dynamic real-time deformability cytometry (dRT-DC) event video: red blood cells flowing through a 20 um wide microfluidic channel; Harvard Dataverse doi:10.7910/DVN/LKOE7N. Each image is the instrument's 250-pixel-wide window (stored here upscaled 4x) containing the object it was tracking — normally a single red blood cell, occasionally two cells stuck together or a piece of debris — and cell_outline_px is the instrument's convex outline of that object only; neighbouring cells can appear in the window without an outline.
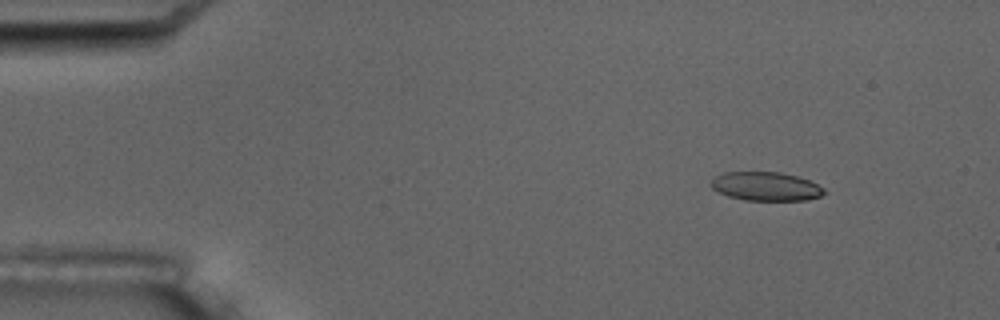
{"species": "common noctule bat (a hibernating species)", "species_latin": "Nyctalus noctula", "temperature_condition": "room temperature", "stored_images_in_passage": 6, "camera_frame_rate_fps": 3000, "um_per_image_px": 0.085, "animal": {"sex": "male", "body_mass_g": 17.5, "forearm_length_mm": 52.3}, "frame": {"image": 1, "passage_image": 2, "time_ms": 1.0, "image_size_px": [1000, 320], "cell_outline_px": [[828, 192], [820, 196], [808, 200], [744, 200], [728, 196], [712, 188], [712, 180], [716, 176], [724, 172], [780, 172], [796, 176], [808, 180], [824, 188]], "centroid_in_image_um": [65.13, 15.84], "position_along_channel_um": 19.9, "area_um2": 18.84}}